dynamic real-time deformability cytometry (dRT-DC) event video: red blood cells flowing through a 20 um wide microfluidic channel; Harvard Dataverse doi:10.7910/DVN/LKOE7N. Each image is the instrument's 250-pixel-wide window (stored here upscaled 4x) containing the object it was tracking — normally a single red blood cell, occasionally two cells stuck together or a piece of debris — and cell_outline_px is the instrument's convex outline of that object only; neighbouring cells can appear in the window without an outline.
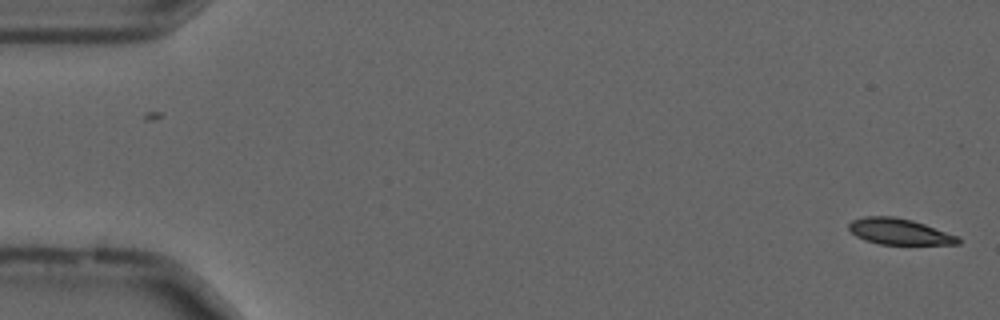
{"species": "common noctule bat (a hibernating species)", "species_latin": "Nyctalus noctula", "temperature_condition": "cold", "stored_images_in_passage": 16, "camera_frame_rate_fps": 3000, "um_per_image_px": 0.085, "animal": {"sex": "male", "forearm_length_mm": 52.5}, "frame": {"image": 1, "passage_image": 1, "time_ms": 0.0, "image_size_px": [1000, 320], "cell_outline_px": [[960, 244], [880, 244], [864, 240], [856, 236], [848, 228], [848, 224], [852, 220], [864, 216], [892, 216], [912, 220], [960, 236]], "centroid_in_image_um": [76.44, 19.68], "position_along_channel_um": 8.6, "area_um2": 16.59}}